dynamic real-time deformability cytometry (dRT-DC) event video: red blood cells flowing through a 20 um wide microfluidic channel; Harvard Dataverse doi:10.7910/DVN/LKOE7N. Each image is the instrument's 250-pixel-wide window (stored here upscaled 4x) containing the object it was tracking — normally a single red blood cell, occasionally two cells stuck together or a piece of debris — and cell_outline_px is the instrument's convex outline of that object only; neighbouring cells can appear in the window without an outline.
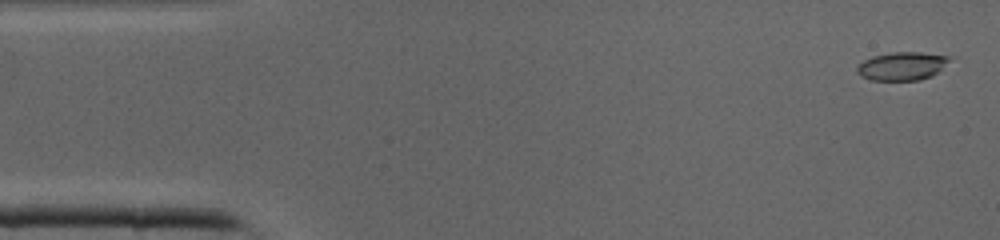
{"species": "common noctule bat (a hibernating species)", "species_latin": "Nyctalus noctula", "temperature_condition": "cold", "stored_images_in_passage": 39, "camera_frame_rate_fps": 3000, "um_per_image_px": 0.085, "animal": {"sex": "male", "body_mass_g": 19.0, "forearm_length_mm": 50.8}, "frame": {"image": 1, "passage_image": 1, "time_ms": 0.0, "image_size_px": [1000, 240], "cell_outline_px": [[952, 56], [932, 76], [920, 80], [872, 80], [860, 76], [856, 72], [856, 64], [872, 56], [892, 52], [920, 52]], "centroid_in_image_um": [76.6, 5.61], "position_along_channel_um": 8.4, "area_um2": 15.2}}
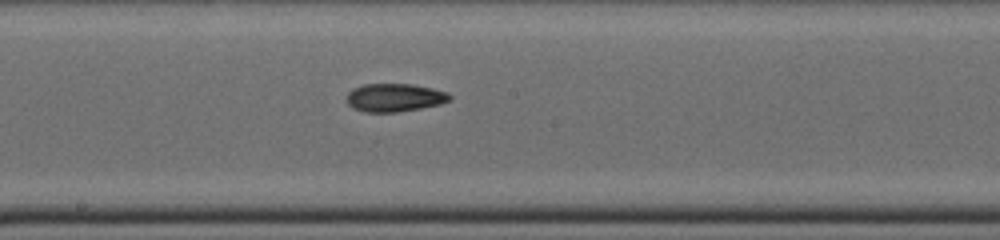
{"frame": {"image": 2, "passage_image": 21, "time_ms": 6.667, "image_size_px": [1000, 240], "cell_outline_px": [[452, 100], [440, 104], [420, 108], [396, 112], [368, 112], [352, 108], [348, 104], [348, 92], [352, 88], [364, 84], [412, 84], [432, 88], [448, 92], [452, 96]], "centroid_in_image_um": [33.57, 8.29], "position_along_channel_um": 214.6, "area_um2": 16.94}}
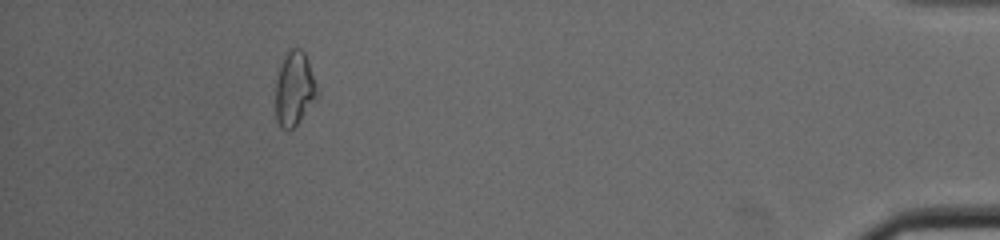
{"frame": {"image": 3, "passage_image": 37, "time_ms": 12.0, "image_size_px": [1000, 240], "cell_outline_px": [[320, 92], [296, 124], [292, 128], [280, 128], [276, 120], [276, 80], [284, 56], [292, 48], [300, 48], [304, 52], [308, 60]], "centroid_in_image_um": [25.03, 7.52], "position_along_channel_um": 410.2, "area_um2": 17.69}}